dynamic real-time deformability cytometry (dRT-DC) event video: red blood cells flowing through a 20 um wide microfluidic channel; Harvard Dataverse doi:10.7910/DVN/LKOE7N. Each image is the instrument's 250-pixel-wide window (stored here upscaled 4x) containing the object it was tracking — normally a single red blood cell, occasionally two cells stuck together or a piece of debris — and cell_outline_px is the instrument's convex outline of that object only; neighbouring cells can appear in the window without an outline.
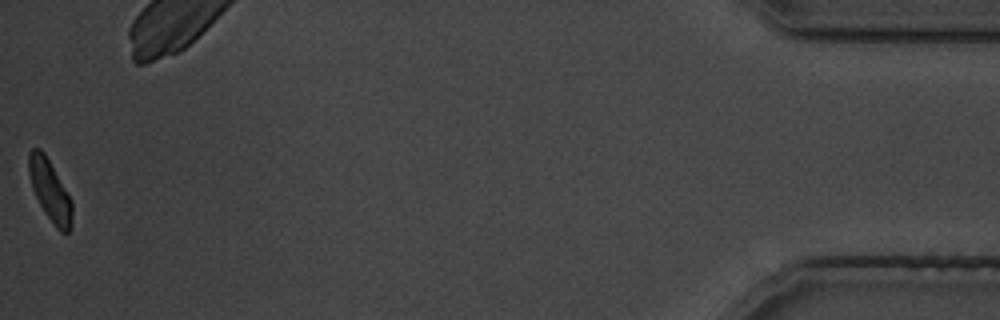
{"species": "common noctule bat (a hibernating species)", "species_latin": "Nyctalus noctula", "temperature_condition": "cold", "stored_images_in_passage": 26, "camera_frame_rate_fps": 3000, "um_per_image_px": 0.085, "animal": {"sex": "male", "body_mass_g": 19.5, "forearm_length_mm": 54.6}, "frame": {"image": 1, "passage_image": 26, "time_ms": 31.0, "image_size_px": [1000, 320], "cell_outline_px": [[72, 228], [68, 232], [60, 232], [56, 228], [44, 212], [32, 188], [28, 172], [28, 152], [32, 148], [40, 148], [44, 152], [72, 200]], "centroid_in_image_um": [4.24, 16.2], "position_along_channel_um": 431.0, "area_um2": 15.49}}